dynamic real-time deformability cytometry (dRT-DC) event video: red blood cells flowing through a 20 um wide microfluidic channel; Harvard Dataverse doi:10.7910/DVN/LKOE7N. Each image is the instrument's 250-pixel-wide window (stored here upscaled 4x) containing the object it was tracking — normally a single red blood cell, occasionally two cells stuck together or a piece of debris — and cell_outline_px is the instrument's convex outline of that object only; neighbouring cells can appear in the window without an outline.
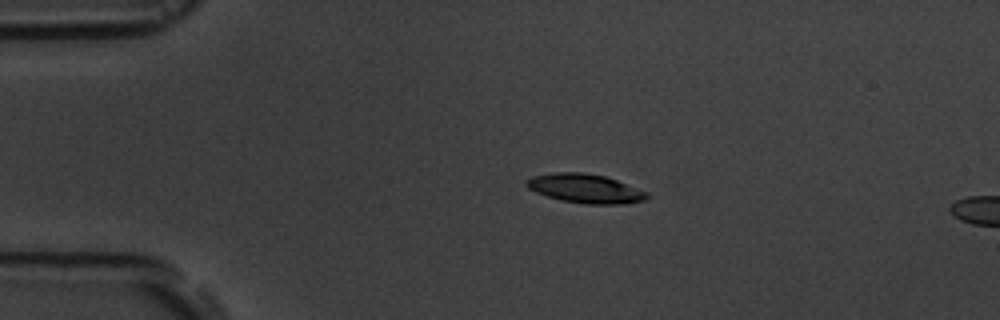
{"species": "common noctule bat (a hibernating species)", "species_latin": "Nyctalus noctula", "temperature_condition": "room temperature", "stored_images_in_passage": 4, "camera_frame_rate_fps": 3000, "um_per_image_px": 0.085, "animal": {"sex": "male", "body_mass_g": 19.5, "forearm_length_mm": 54.6}, "frame": {"image": 1, "passage_image": 3, "time_ms": 2.333, "image_size_px": [1000, 320], "cell_outline_px": [[648, 196], [644, 200], [624, 204], [584, 204], [560, 200], [536, 192], [528, 188], [524, 184], [524, 180], [532, 176], [552, 172], [584, 172], [604, 176], [616, 180], [648, 192]], "centroid_in_image_um": [49.7, 16.02], "position_along_channel_um": 35.3, "area_um2": 20.46}}